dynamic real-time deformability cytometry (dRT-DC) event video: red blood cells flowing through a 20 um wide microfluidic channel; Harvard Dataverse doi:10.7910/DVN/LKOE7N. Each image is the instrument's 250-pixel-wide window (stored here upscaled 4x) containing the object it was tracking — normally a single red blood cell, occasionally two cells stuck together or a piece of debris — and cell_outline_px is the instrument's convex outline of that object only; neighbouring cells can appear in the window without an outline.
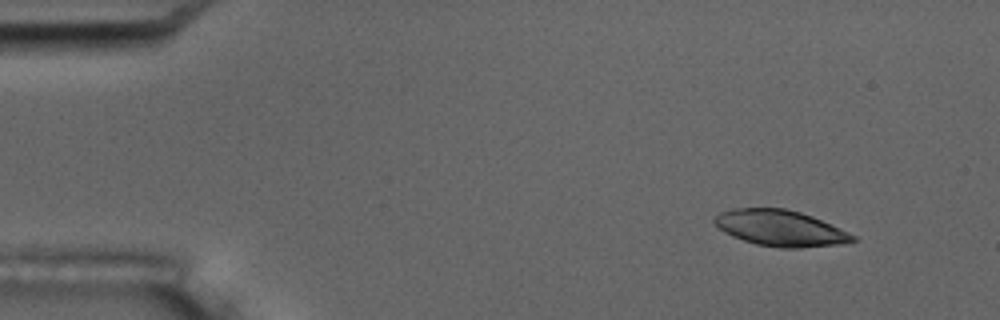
{"species": "common noctule bat (a hibernating species)", "species_latin": "Nyctalus noctula", "temperature_condition": "room temperature", "stored_images_in_passage": 5, "camera_frame_rate_fps": 3000, "um_per_image_px": 0.085, "animal": {"sex": "male", "body_mass_g": 17.5, "forearm_length_mm": 52.3}, "frame": {"image": 1, "passage_image": 2, "time_ms": 1.0, "image_size_px": [1000, 320], "cell_outline_px": [[860, 240], [844, 244], [800, 248], [780, 248], [756, 244], [732, 236], [724, 232], [712, 220], [720, 212], [732, 208], [784, 208], [800, 212], [812, 216], [848, 232], [856, 236]], "centroid_in_image_um": [66.36, 19.4], "position_along_channel_um": 18.6, "area_um2": 29.07}}